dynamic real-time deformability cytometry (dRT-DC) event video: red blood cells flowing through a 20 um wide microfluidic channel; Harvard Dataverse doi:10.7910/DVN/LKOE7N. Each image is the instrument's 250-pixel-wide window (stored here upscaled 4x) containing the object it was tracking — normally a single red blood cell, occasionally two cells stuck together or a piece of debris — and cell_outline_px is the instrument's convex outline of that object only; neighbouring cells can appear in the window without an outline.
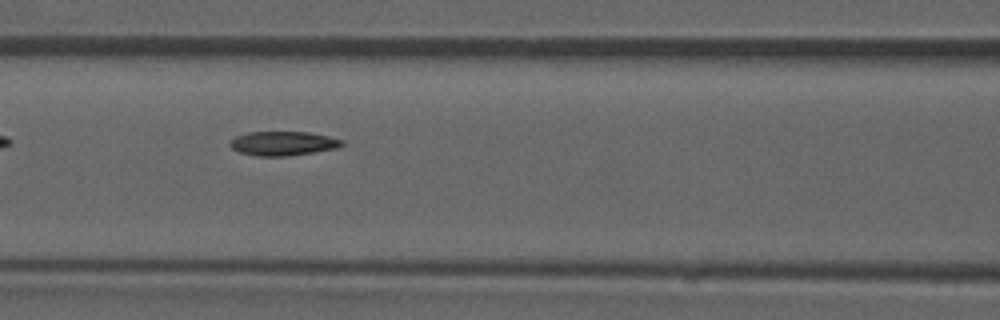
{"species": "common noctule bat (a hibernating species)", "species_latin": "Nyctalus noctula", "temperature_condition": "room temperature", "stored_images_in_passage": 36, "camera_frame_rate_fps": 3000, "um_per_image_px": 0.085, "animal": {"sex": "male", "forearm_length_mm": 52.5}, "frame": {"image": 1, "passage_image": 6, "time_ms": 1.667, "image_size_px": [1000, 320], "cell_outline_px": [[344, 144], [336, 148], [288, 156], [256, 156], [240, 152], [232, 148], [228, 144], [236, 136], [248, 132], [308, 132], [328, 136], [344, 140]], "centroid_in_image_um": [24.05, 12.19], "position_along_channel_um": 142.5, "area_um2": 15.66}}